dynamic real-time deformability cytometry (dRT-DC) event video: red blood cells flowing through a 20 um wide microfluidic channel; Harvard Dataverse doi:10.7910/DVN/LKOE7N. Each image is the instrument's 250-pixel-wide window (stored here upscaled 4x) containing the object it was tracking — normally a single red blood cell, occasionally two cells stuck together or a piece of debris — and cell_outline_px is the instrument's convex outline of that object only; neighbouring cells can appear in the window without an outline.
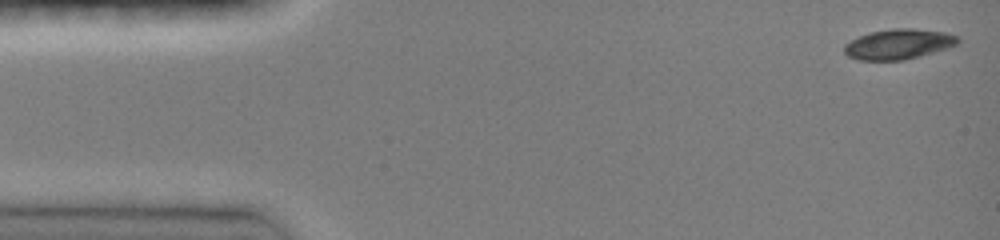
{"species": "common noctule bat (a hibernating species)", "species_latin": "Nyctalus noctula", "temperature_condition": "room temperature", "stored_images_in_passage": 45, "camera_frame_rate_fps": 3000, "um_per_image_px": 0.085, "animal": {"sex": "female", "body_mass_g": 19.0, "forearm_length_mm": 51.5}, "frame": {"image": 1, "passage_image": 1, "time_ms": 0.0, "image_size_px": [1000, 240], "cell_outline_px": [[960, 40], [956, 44], [948, 48], [904, 60], [860, 60], [848, 56], [844, 52], [844, 44], [860, 36], [872, 32], [892, 28], [912, 28], [944, 32], [956, 36]], "centroid_in_image_um": [76.37, 3.75], "position_along_channel_um": 8.6, "area_um2": 19.77}}
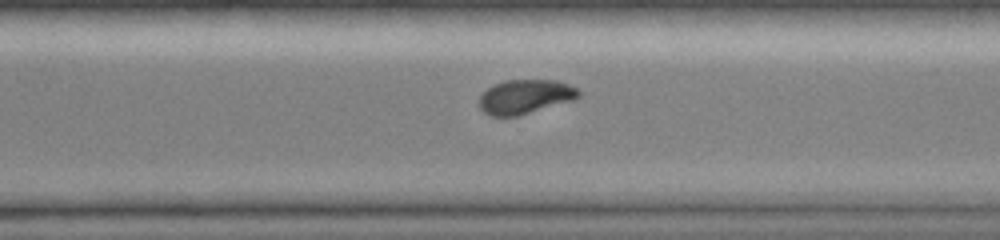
{"frame": {"image": 2, "passage_image": 33, "time_ms": 10.667, "image_size_px": [1000, 240], "cell_outline_px": [[580, 96], [572, 100], [516, 116], [492, 116], [484, 112], [480, 108], [480, 96], [492, 84], [504, 80], [556, 80], [568, 84], [576, 88], [580, 92]], "centroid_in_image_um": [44.62, 8.2], "position_along_channel_um": 326.0, "area_um2": 19.59}}
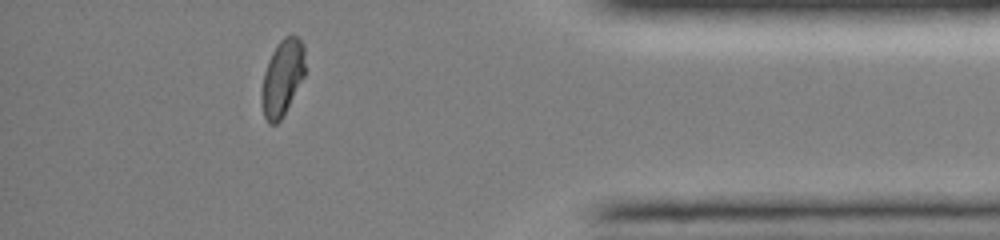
{"frame": {"image": 3, "passage_image": 41, "time_ms": 13.333, "image_size_px": [1000, 240], "cell_outline_px": [[304, 76], [280, 120], [276, 124], [268, 124], [264, 116], [260, 100], [260, 92], [264, 72], [268, 60], [272, 52], [280, 40], [284, 36], [292, 32], [304, 44]], "centroid_in_image_um": [23.97, 6.58], "position_along_channel_um": 411.2, "area_um2": 19.36}, "authors_computed_cell_mechanics": {"area_um2": 20.6924, "velocity_mm_per_s": 4.0456, "shape_relaxation_time_tau1_ms": 5.1064, "shape_relaxation_time_tau2_ms": 2.9982, "deformation_change_tau1": 0.1857, "deformation_change_tau2": 0.0471}}